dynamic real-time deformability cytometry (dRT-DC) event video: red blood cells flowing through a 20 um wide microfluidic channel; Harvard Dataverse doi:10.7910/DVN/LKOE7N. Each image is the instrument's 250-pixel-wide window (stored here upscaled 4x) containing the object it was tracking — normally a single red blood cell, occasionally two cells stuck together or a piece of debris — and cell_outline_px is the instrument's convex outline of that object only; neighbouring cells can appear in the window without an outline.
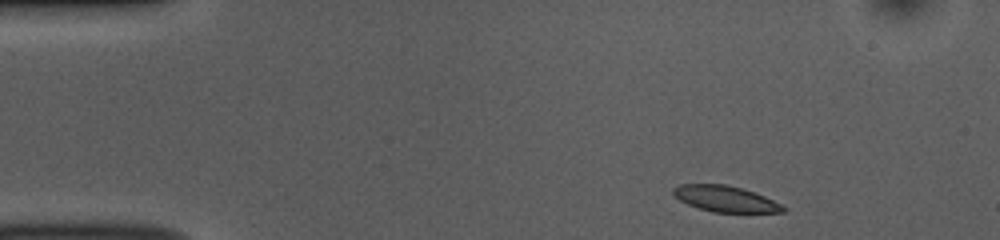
{"species": "common noctule bat (a hibernating species)", "species_latin": "Nyctalus noctula", "temperature_condition": "room temperature", "stored_images_in_passage": 46, "camera_frame_rate_fps": 3000, "um_per_image_px": 0.085, "animal": {"sex": "female", "body_mass_g": 10.0, "forearm_length_mm": 53.1}, "frame": {"image": 1, "passage_image": 1, "time_ms": 0.0, "image_size_px": [1000, 240], "cell_outline_px": [[784, 212], [712, 212], [688, 204], [680, 200], [672, 192], [672, 188], [680, 184], [728, 184], [756, 192], [780, 204], [784, 208]], "centroid_in_image_um": [61.63, 16.88], "position_along_channel_um": 23.4, "area_um2": 16.47}}
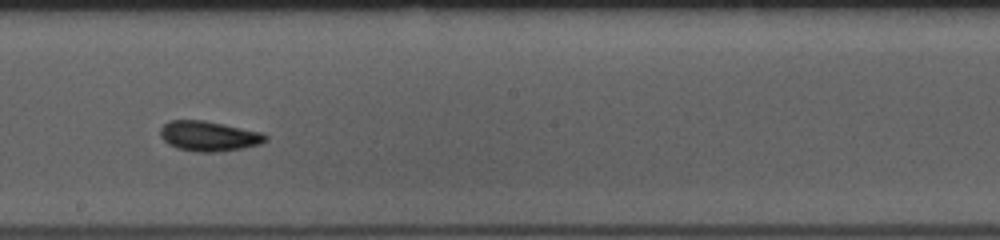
{"frame": {"image": 2, "passage_image": 23, "time_ms": 7.333, "image_size_px": [1000, 240], "cell_outline_px": [[268, 140], [260, 144], [244, 148], [216, 152], [196, 152], [176, 148], [168, 144], [160, 136], [160, 128], [168, 120], [204, 120], [264, 132], [268, 136]], "centroid_in_image_um": [17.77, 11.57], "position_along_channel_um": 230.4, "area_um2": 18.73}}
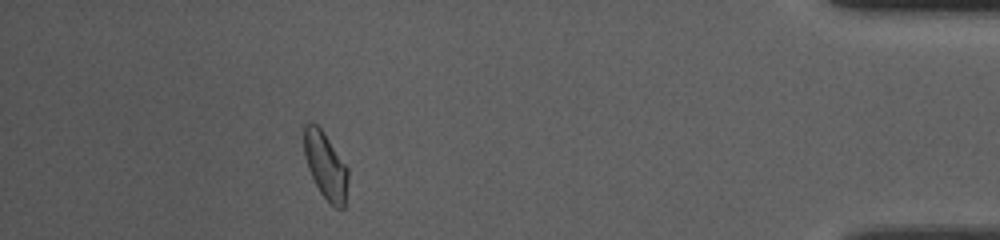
{"frame": {"image": 3, "passage_image": 41, "time_ms": 13.333, "image_size_px": [1000, 240], "cell_outline_px": [[348, 180], [344, 208], [336, 208], [320, 192], [308, 168], [304, 156], [304, 124], [308, 120], [312, 120], [324, 132], [348, 168]], "centroid_in_image_um": [27.66, 14.02], "position_along_channel_um": 407.5, "area_um2": 17.11}, "authors_computed_cell_mechanics": {"area_um2": 17.7735, "velocity_mm_per_s": 3.8088, "shape_relaxation_time_tau1_ms": 7.4781, "shape_relaxation_time_tau2_ms": 1.9708, "deformation_change_tau1": 0.1385, "deformation_change_tau2": 0.0705}}